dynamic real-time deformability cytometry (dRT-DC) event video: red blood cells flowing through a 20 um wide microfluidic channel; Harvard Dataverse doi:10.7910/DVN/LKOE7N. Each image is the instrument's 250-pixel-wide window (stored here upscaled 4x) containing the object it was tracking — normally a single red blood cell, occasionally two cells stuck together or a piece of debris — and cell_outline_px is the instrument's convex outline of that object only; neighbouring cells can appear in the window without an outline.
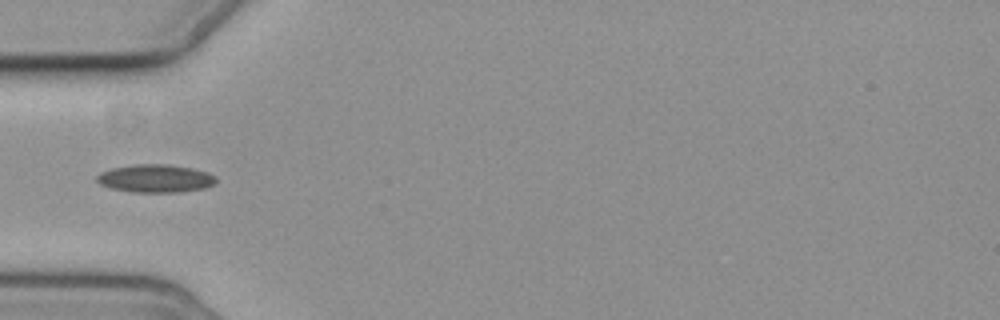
{"species": "common noctule bat (a hibernating species)", "species_latin": "Nyctalus noctula", "temperature_condition": "cold", "stored_images_in_passage": 6, "camera_frame_rate_fps": 3000, "um_per_image_px": 0.085, "animal": {"sex": "female", "body_mass_g": 19.3, "forearm_length_mm": 54.1}, "frame": {"image": 1, "passage_image": 6, "time_ms": 6.0, "image_size_px": [1000, 320], "cell_outline_px": [[216, 184], [204, 188], [180, 192], [132, 192], [112, 188], [100, 184], [96, 180], [96, 176], [100, 172], [112, 168], [136, 164], [168, 164], [192, 168], [208, 172], [216, 176]], "centroid_in_image_um": [13.23, 15.16], "position_along_channel_um": 71.8, "area_um2": 19.54}}